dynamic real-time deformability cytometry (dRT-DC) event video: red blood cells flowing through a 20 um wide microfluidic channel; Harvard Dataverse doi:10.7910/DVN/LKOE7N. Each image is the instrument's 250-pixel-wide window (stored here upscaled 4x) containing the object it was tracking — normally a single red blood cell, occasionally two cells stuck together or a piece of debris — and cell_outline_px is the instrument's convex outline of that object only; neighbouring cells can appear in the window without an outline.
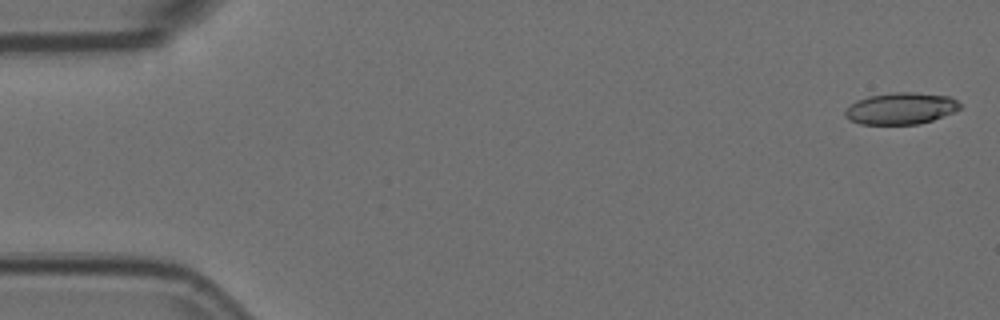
{"species": "Egyptian fruit bat (a non-hibernating species)", "species_latin": "Rousettus aegyptiacus", "temperature_condition": "room temperature", "stored_images_in_passage": 6, "segment_of_instrument_passage": [1, 2], "camera_frame_rate_fps": 3000, "um_per_image_px": 0.085, "animal": {"sex": "female"}, "frame": {"image": 1, "passage_image": 1, "time_ms": 0.0, "image_size_px": [1000, 320], "cell_outline_px": [[960, 108], [952, 112], [932, 120], [920, 124], [860, 124], [848, 120], [844, 116], [844, 108], [856, 100], [868, 96], [892, 92], [916, 92], [952, 96], [960, 104]], "centroid_in_image_um": [76.52, 9.21], "position_along_channel_um": 8.5, "area_um2": 21.44}}